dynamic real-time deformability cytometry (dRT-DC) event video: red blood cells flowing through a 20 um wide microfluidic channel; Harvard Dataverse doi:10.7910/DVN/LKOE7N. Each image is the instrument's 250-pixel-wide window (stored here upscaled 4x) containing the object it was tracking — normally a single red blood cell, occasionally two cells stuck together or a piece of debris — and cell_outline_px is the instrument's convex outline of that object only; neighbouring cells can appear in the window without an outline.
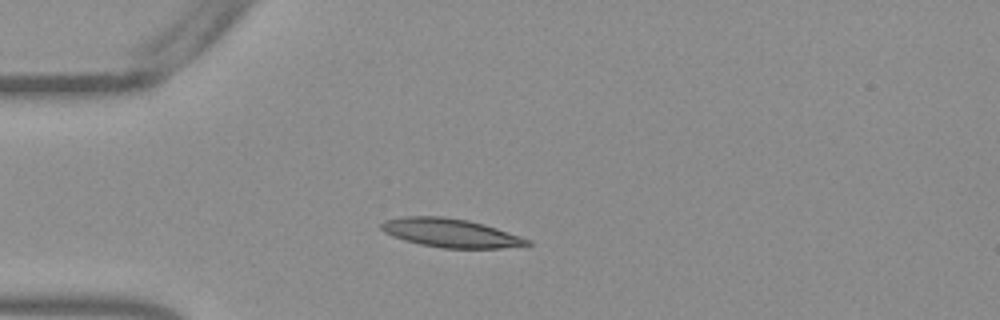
{"species": "Egyptian fruit bat (a non-hibernating species)", "species_latin": "Rousettus aegyptiacus", "temperature_condition": "warm", "stored_images_in_passage": 52, "camera_frame_rate_fps": 3000, "um_per_image_px": 0.085, "frame": {"image": 1, "passage_image": 13, "time_ms": 4.0, "image_size_px": [1000, 320], "cell_outline_px": [[532, 244], [500, 248], [444, 248], [420, 244], [404, 240], [392, 236], [384, 232], [380, 228], [380, 224], [384, 220], [404, 216], [444, 216], [468, 220], [484, 224], [532, 240]], "centroid_in_image_um": [38.27, 19.79], "position_along_channel_um": 46.7, "area_um2": 24.39}}
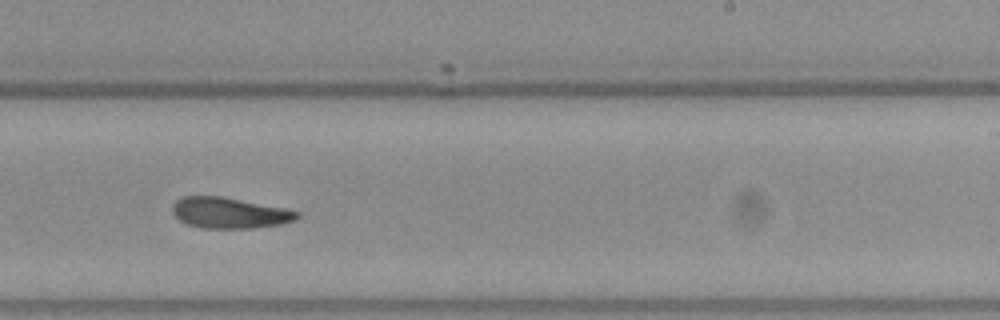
{"frame": {"image": 2, "passage_image": 32, "time_ms": 10.333, "image_size_px": [1000, 320], "cell_outline_px": [[300, 216], [296, 220], [280, 224], [252, 228], [200, 228], [188, 224], [180, 220], [172, 212], [172, 204], [176, 200], [184, 196], [220, 196], [288, 208], [300, 212]], "centroid_in_image_um": [19.53, 18.09], "position_along_channel_um": 269.5, "area_um2": 22.54}}
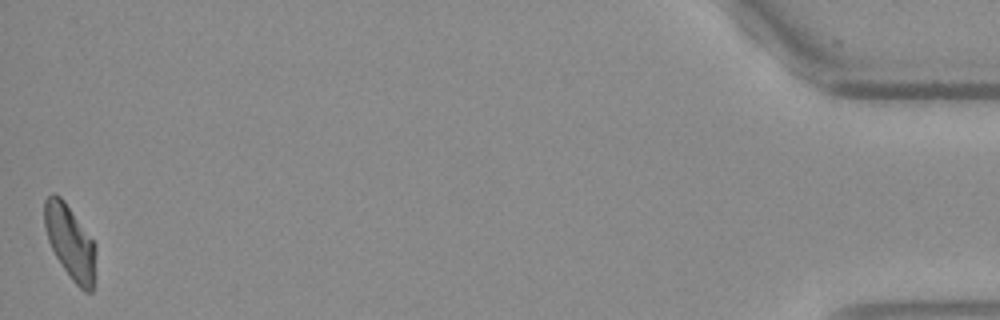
{"frame": {"image": 3, "passage_image": 52, "time_ms": 17.0, "image_size_px": [1000, 320], "cell_outline_px": [[96, 276], [92, 292], [84, 292], [72, 280], [56, 256], [48, 240], [44, 224], [44, 200], [52, 192], [60, 196], [64, 200], [96, 244]], "centroid_in_image_um": [5.99, 20.6], "position_along_channel_um": 429.2, "area_um2": 22.31}, "authors_computed_cell_mechanics": {"area_um2": 23.0911, "velocity_mm_per_s": 3.793, "shape_relaxation_time_tau1_ms": null, "shape_relaxation_time_tau2_ms": 5.1543, "deformation_change_tau1": null, "deformation_change_tau2": 0.124}}